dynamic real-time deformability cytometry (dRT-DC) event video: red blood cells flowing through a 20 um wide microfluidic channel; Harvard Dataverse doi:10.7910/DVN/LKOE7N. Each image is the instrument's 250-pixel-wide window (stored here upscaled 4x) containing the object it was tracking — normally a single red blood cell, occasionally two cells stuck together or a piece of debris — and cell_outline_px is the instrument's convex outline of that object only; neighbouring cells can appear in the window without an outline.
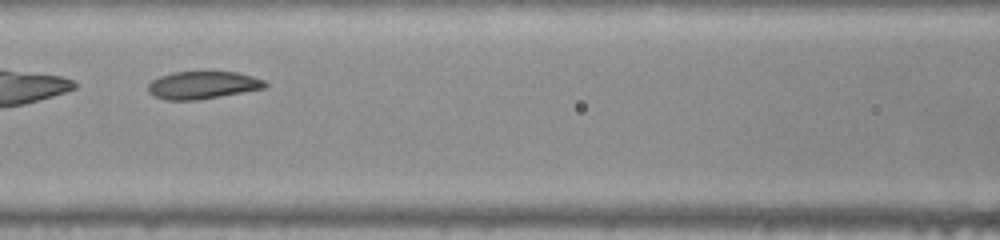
{"species": "common noctule bat (a hibernating species)", "species_latin": "Nyctalus noctula", "temperature_condition": "warm", "stored_images_in_passage": 30, "camera_frame_rate_fps": 3000, "um_per_image_px": 0.085, "animal": {"sex": "female", "body_mass_g": 22.0, "forearm_length_mm": 56.7}, "frame": {"image": 1, "passage_image": 9, "time_ms": 2.667, "image_size_px": [1000, 240], "cell_outline_px": [[268, 84], [264, 88], [220, 96], [196, 100], [164, 100], [152, 96], [148, 92], [148, 84], [152, 80], [160, 76], [176, 72], [236, 72], [252, 76], [264, 80]], "centroid_in_image_um": [17.19, 7.24], "position_along_channel_um": 149.4, "area_um2": 18.73}}
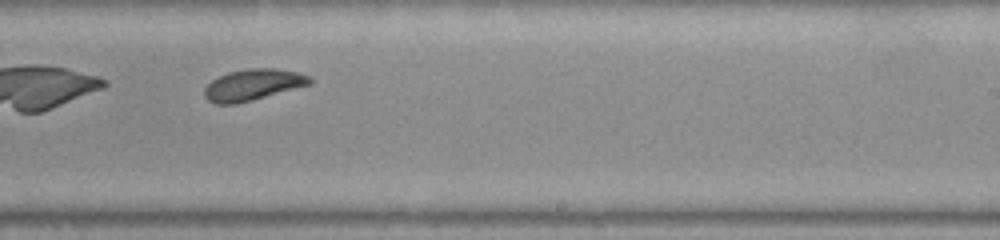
{"frame": {"image": 2, "passage_image": 18, "time_ms": 5.667, "image_size_px": [1000, 240], "cell_outline_px": [[312, 84], [252, 100], [236, 104], [216, 104], [208, 100], [204, 96], [204, 88], [212, 80], [228, 72], [248, 68], [276, 68], [300, 72], [308, 76], [312, 80]], "centroid_in_image_um": [21.51, 7.2], "position_along_channel_um": 267.5, "area_um2": 19.25}, "authors_computed_cell_mechanics": {"area_um2": 19.3341, "velocity_mm_per_s": 3.9584, "shape_relaxation_time_tau1_ms": 10.2256, "shape_relaxation_time_tau2_ms": 1.6681, "deformation_change_tau1": 0.2498, "deformation_change_tau2": 0.0717}}